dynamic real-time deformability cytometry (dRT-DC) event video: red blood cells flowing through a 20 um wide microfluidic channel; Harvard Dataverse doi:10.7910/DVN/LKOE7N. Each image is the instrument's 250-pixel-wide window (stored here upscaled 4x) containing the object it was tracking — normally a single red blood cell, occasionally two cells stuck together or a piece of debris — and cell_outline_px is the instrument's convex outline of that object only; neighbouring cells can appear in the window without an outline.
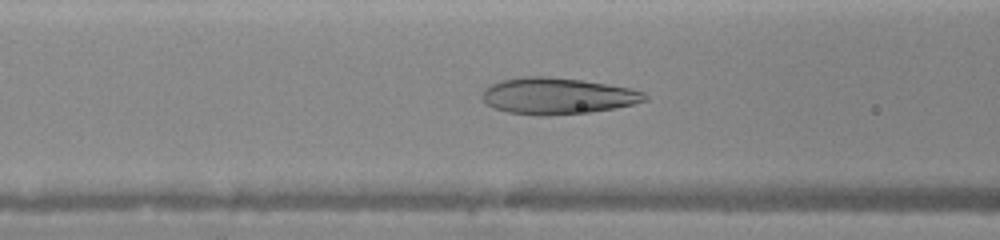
{"species": "human", "species_latin": "Homo sapiens", "temperature_condition": "warm", "stored_images_in_passage": 8, "camera_frame_rate_fps": 3000, "um_per_image_px": 0.085, "donor": {"sex": "female"}, "frame": {"image": 1, "passage_image": 7, "time_ms": 2.333, "image_size_px": [1000, 240], "cell_outline_px": [[648, 100], [616, 108], [588, 112], [548, 116], [540, 116], [508, 112], [492, 108], [480, 96], [484, 88], [500, 80], [524, 76], [548, 76], [580, 80], [608, 84], [628, 88], [644, 92], [648, 96]], "centroid_in_image_um": [47.35, 8.16], "position_along_channel_um": 119.3, "area_um2": 34.62}}